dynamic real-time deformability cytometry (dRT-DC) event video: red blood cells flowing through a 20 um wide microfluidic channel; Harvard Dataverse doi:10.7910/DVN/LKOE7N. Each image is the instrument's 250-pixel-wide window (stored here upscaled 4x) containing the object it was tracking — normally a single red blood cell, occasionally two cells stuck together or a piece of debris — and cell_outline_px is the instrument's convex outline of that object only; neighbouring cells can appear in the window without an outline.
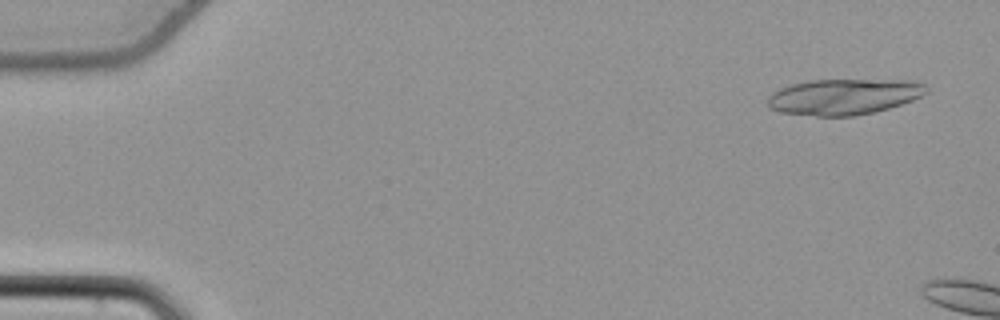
{"species": "common noctule bat (a hibernating species)", "species_latin": "Nyctalus noctula", "temperature_condition": "cold", "stored_images_in_passage": 6, "camera_frame_rate_fps": 3000, "um_per_image_px": 0.085, "animal": {"sex": "female", "body_mass_g": 22.7, "forearm_length_mm": 54.2}, "frame": {"image": 1, "passage_image": 2, "time_ms": 0.333, "image_size_px": [1000, 320], "cell_outline_px": [[928, 92], [912, 100], [888, 108], [856, 116], [816, 116], [780, 112], [768, 108], [768, 96], [772, 92], [780, 88], [792, 84], [808, 80], [916, 80], [924, 84], [928, 88]], "centroid_in_image_um": [71.72, 8.21], "position_along_channel_um": 13.3, "area_um2": 33.23}}